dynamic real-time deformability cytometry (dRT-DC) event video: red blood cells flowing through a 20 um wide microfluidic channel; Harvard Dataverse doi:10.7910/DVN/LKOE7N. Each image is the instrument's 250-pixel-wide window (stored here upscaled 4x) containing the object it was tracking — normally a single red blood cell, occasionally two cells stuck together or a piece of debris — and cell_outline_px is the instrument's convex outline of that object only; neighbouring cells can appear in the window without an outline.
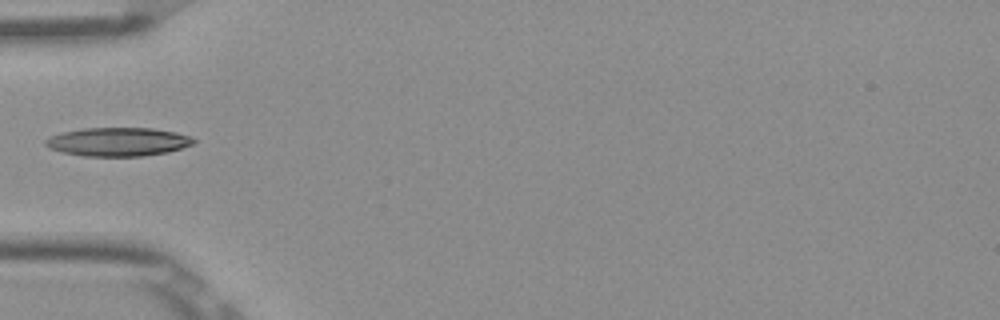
{"species": "Egyptian fruit bat (a non-hibernating species)", "species_latin": "Rousettus aegyptiacus", "temperature_condition": "room temperature", "stored_images_in_passage": 35, "camera_frame_rate_fps": 3000, "um_per_image_px": 0.085, "frame": {"image": 1, "passage_image": 1, "time_ms": 0.0, "image_size_px": [1000, 320], "cell_outline_px": [[196, 140], [192, 144], [168, 152], [144, 156], [84, 156], [64, 152], [48, 148], [44, 144], [44, 140], [48, 136], [60, 132], [84, 128], [152, 128], [176, 132], [188, 136]], "centroid_in_image_um": [9.97, 12.05], "position_along_channel_um": 75.0, "area_um2": 24.74}}
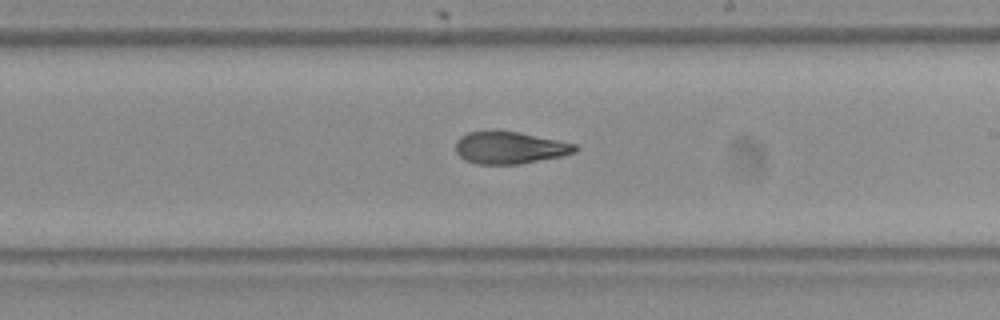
{"frame": {"image": 2, "passage_image": 14, "time_ms": 4.333, "image_size_px": [1000, 320], "cell_outline_px": [[580, 148], [576, 152], [560, 156], [520, 164], [476, 164], [464, 160], [456, 152], [456, 140], [460, 136], [468, 132], [520, 132], [576, 144]], "centroid_in_image_um": [43.33, 12.57], "position_along_channel_um": 245.7, "area_um2": 22.2}}
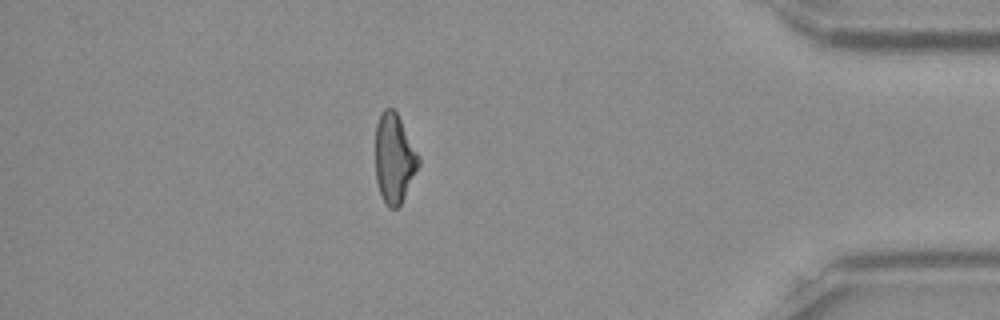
{"frame": {"image": 3, "passage_image": 29, "time_ms": 9.333, "image_size_px": [1000, 320], "cell_outline_px": [[420, 164], [400, 204], [396, 208], [388, 208], [384, 204], [376, 180], [376, 124], [380, 112], [384, 108], [392, 108], [396, 112], [420, 156]], "centroid_in_image_um": [33.5, 13.45], "position_along_channel_um": 401.7, "area_um2": 22.37}}